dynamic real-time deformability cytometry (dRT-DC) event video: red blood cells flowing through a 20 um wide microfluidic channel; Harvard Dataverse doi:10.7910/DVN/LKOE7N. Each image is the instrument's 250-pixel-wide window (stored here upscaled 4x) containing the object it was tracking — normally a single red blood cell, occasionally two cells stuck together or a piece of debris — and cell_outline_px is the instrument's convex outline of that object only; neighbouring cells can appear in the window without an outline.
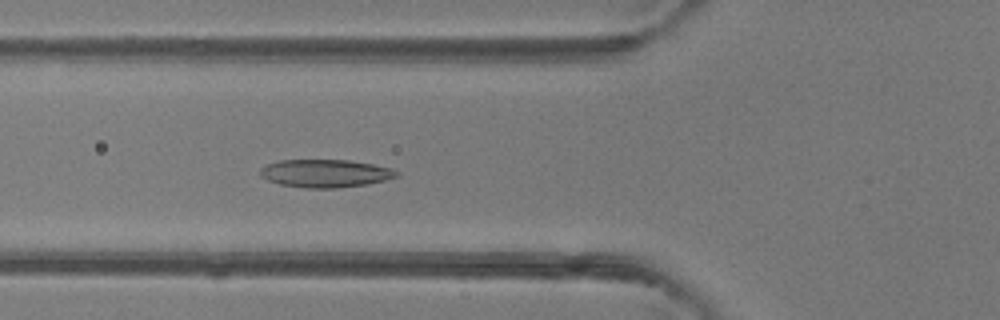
{"species": "common noctule bat (a hibernating species)", "species_latin": "Nyctalus noctula", "temperature_condition": "room temperature", "stored_images_in_passage": 36, "camera_frame_rate_fps": 3000, "um_per_image_px": 0.085, "animal": {"sex": "female"}, "frame": {"image": 1, "passage_image": 19, "time_ms": 6.0, "image_size_px": [1000, 320], "cell_outline_px": [[400, 172], [396, 176], [384, 180], [368, 184], [336, 188], [304, 188], [280, 184], [268, 180], [260, 176], [260, 168], [268, 164], [280, 160], [348, 160], [372, 164], [392, 168]], "centroid_in_image_um": [27.64, 14.74], "position_along_channel_um": 98.2, "area_um2": 22.14}}
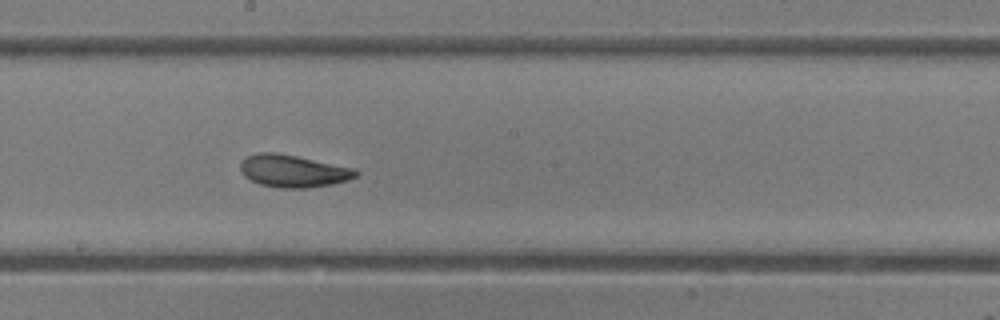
{"frame": {"image": 2, "passage_image": 28, "time_ms": 9.0, "image_size_px": [1000, 320], "cell_outline_px": [[360, 172], [356, 176], [348, 180], [332, 184], [308, 188], [280, 188], [260, 184], [244, 176], [240, 168], [240, 164], [248, 156], [260, 152], [276, 152], [356, 168]], "centroid_in_image_um": [24.95, 14.54], "position_along_channel_um": 223.2, "area_um2": 21.73}}
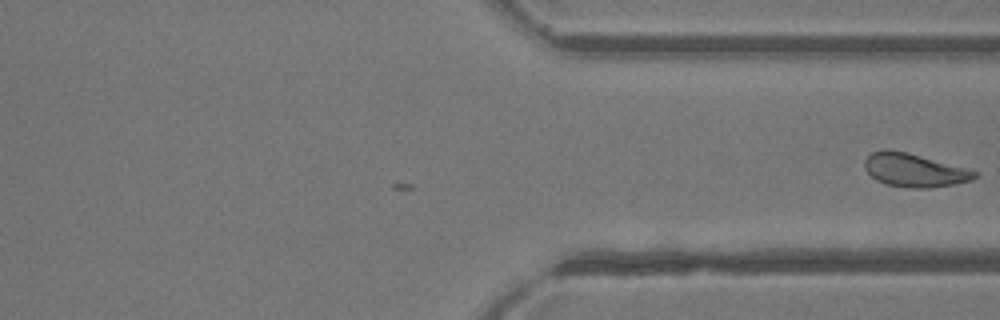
{"frame": {"image": 3, "passage_image": 36, "time_ms": 11.667, "image_size_px": [1000, 320], "cell_outline_px": [[980, 176], [972, 180], [956, 184], [932, 188], [908, 188], [888, 184], [876, 180], [864, 168], [864, 160], [872, 152], [884, 148], [888, 148], [908, 152], [980, 172]], "centroid_in_image_um": [77.74, 14.46], "position_along_channel_um": 333.7, "area_um2": 21.68}}